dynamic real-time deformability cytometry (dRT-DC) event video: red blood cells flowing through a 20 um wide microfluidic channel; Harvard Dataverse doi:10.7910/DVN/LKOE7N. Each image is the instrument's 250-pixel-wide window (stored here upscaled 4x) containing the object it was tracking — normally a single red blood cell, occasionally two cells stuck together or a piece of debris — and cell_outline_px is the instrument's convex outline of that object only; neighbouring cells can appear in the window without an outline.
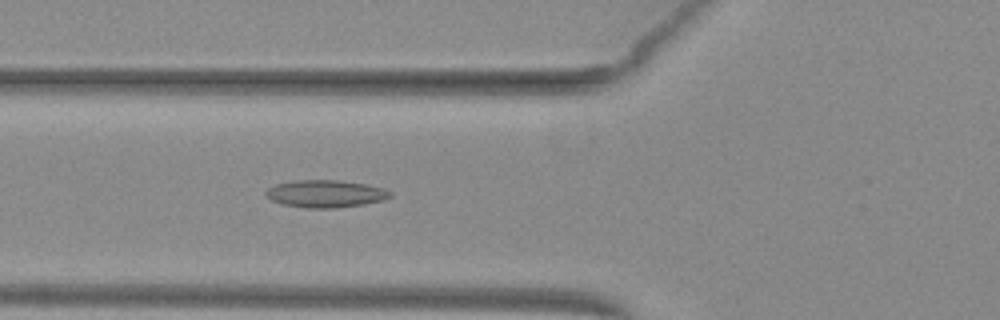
{"species": "common noctule bat (a hibernating species)", "species_latin": "Nyctalus noctula", "temperature_condition": "warm", "stored_images_in_passage": 52, "camera_frame_rate_fps": 3000, "um_per_image_px": 0.085, "animal": {"sex": "female", "body_mass_g": 29.2, "forearm_length_mm": 56.3}, "frame": {"image": 1, "passage_image": 20, "time_ms": 6.333, "image_size_px": [1000, 320], "cell_outline_px": [[392, 196], [384, 200], [364, 204], [336, 208], [308, 208], [284, 204], [272, 200], [264, 192], [268, 188], [276, 184], [292, 180], [340, 180], [368, 184], [384, 188], [392, 192]], "centroid_in_image_um": [27.72, 16.46], "position_along_channel_um": 98.1, "area_um2": 19.94}}
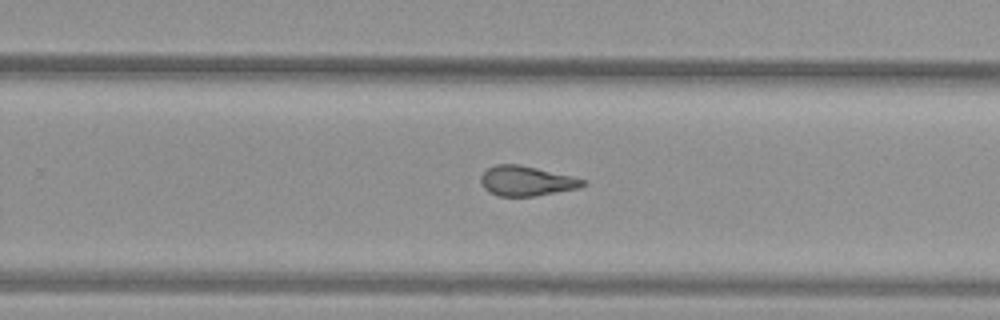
{"frame": {"image": 2, "passage_image": 34, "time_ms": 11.0, "image_size_px": [1000, 320], "cell_outline_px": [[588, 184], [580, 188], [536, 196], [500, 196], [488, 192], [484, 188], [480, 180], [480, 176], [488, 168], [496, 164], [520, 164], [572, 176], [588, 180]], "centroid_in_image_um": [44.78, 15.38], "position_along_channel_um": 285.0, "area_um2": 17.98}}
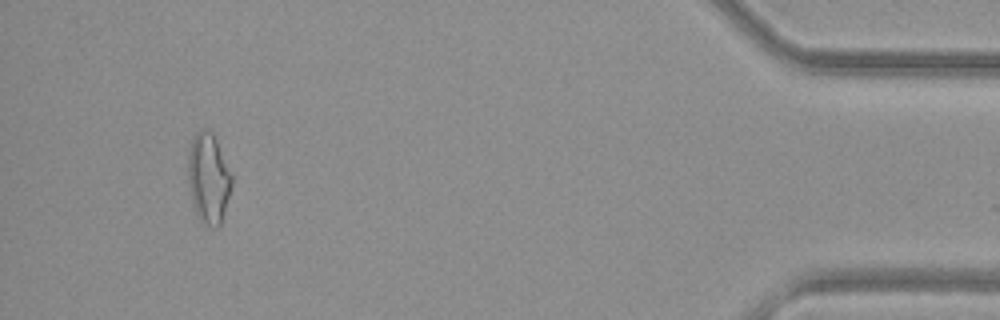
{"frame": {"image": 3, "passage_image": 49, "time_ms": 16.0, "image_size_px": [1000, 320], "cell_outline_px": [[232, 184], [224, 212], [220, 224], [216, 228], [212, 228], [200, 220], [192, 204], [188, 184], [188, 152], [192, 140], [196, 132], [200, 128], [204, 128], [212, 132], [216, 140], [232, 176]], "centroid_in_image_um": [17.7, 15.15], "position_along_channel_um": 417.5, "area_um2": 22.83}, "authors_computed_cell_mechanics": {"area_um2": 19.5364, "velocity_mm_per_s": 4.0014, "shape_relaxation_time_tau1_ms": null, "shape_relaxation_time_tau2_ms": 2.4396, "deformation_change_tau1": null, "deformation_change_tau2": 0.1103}}